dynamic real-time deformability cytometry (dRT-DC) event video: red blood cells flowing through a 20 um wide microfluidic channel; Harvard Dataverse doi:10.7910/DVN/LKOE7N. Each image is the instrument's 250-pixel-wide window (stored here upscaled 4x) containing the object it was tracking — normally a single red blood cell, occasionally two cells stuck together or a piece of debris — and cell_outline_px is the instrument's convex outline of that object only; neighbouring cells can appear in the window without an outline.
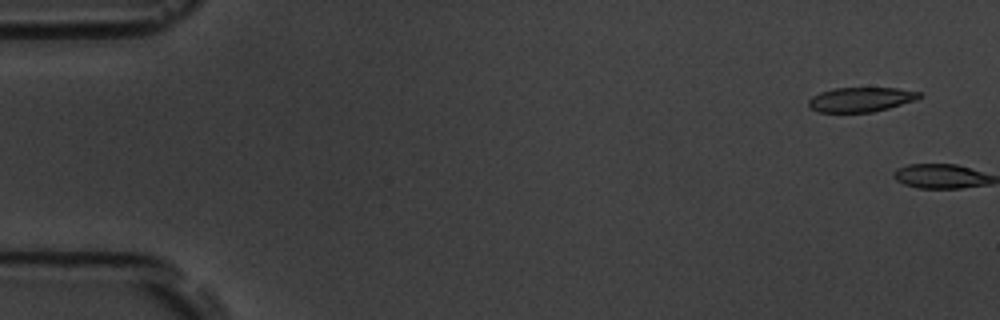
{"species": "common noctule bat (a hibernating species)", "species_latin": "Nyctalus noctula", "temperature_condition": "room temperature", "stored_images_in_passage": 4, "camera_frame_rate_fps": 3000, "um_per_image_px": 0.085, "animal": {"sex": "male", "body_mass_g": 19.5, "forearm_length_mm": 54.6}, "frame": {"image": 1, "passage_image": 3, "time_ms": 0.667, "image_size_px": [1000, 320], "cell_outline_px": [[924, 96], [916, 100], [888, 108], [872, 112], [820, 112], [808, 108], [808, 100], [812, 96], [820, 92], [832, 88], [896, 88], [924, 92]], "centroid_in_image_um": [73.19, 8.45], "position_along_channel_um": 11.8, "area_um2": 16.07}}